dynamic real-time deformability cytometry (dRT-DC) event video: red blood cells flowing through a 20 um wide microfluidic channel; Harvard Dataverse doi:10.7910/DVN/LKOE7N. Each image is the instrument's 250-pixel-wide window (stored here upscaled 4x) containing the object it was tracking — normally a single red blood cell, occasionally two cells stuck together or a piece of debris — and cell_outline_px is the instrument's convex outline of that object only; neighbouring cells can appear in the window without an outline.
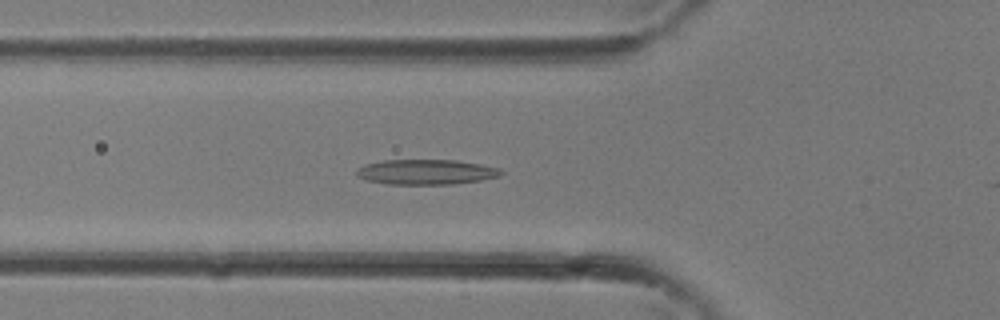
{"species": "common noctule bat (a hibernating species)", "species_latin": "Nyctalus noctula", "temperature_condition": "room temperature", "stored_images_in_passage": 30, "camera_frame_rate_fps": 3000, "um_per_image_px": 0.085, "animal": {"sex": "female"}, "frame": {"image": 1, "passage_image": 8, "time_ms": 2.333, "image_size_px": [1000, 320], "cell_outline_px": [[504, 172], [500, 176], [480, 180], [452, 184], [388, 184], [364, 180], [356, 176], [356, 168], [364, 164], [380, 160], [456, 160], [480, 164], [500, 168]], "centroid_in_image_um": [36.17, 14.61], "position_along_channel_um": 89.6, "area_um2": 21.33}}
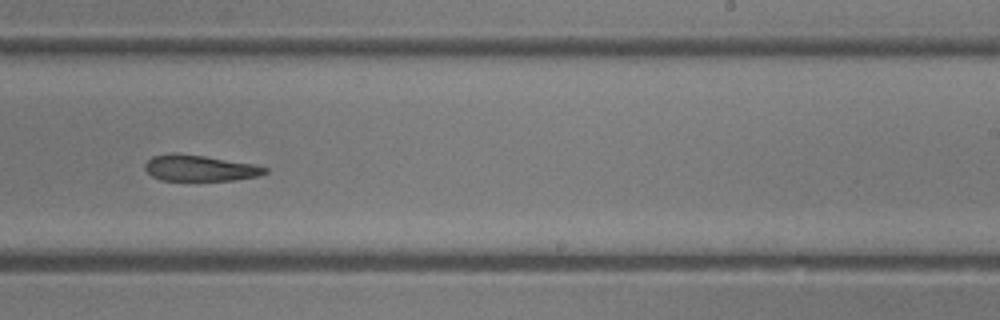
{"frame": {"image": 2, "passage_image": 17, "time_ms": 5.333, "image_size_px": [1000, 320], "cell_outline_px": [[268, 172], [260, 176], [232, 180], [160, 180], [152, 176], [144, 168], [144, 164], [152, 156], [172, 152], [204, 156], [252, 164], [268, 168]], "centroid_in_image_um": [16.95, 14.28], "position_along_channel_um": 272.0, "area_um2": 18.15}}
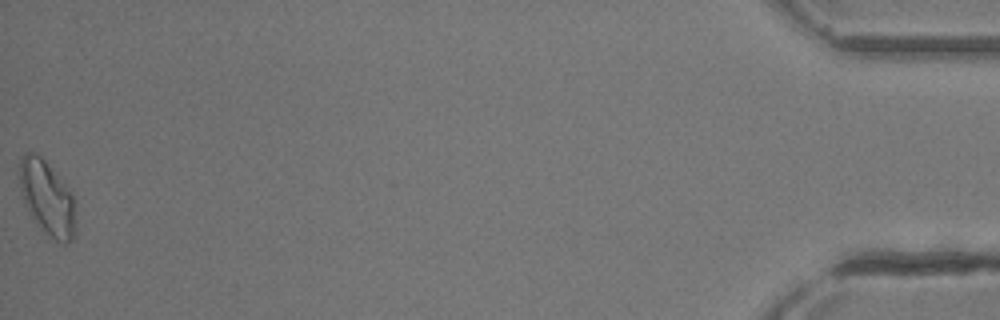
{"frame": {"image": 3, "passage_image": 30, "time_ms": 9.667, "image_size_px": [1000, 320], "cell_outline_px": [[76, 232], [72, 240], [68, 244], [60, 244], [40, 228], [32, 220], [28, 212], [20, 188], [20, 156], [24, 152], [36, 152], [48, 164], [72, 196], [76, 220]], "centroid_in_image_um": [4.0, 16.88], "position_along_channel_um": 431.2, "area_um2": 24.22}}